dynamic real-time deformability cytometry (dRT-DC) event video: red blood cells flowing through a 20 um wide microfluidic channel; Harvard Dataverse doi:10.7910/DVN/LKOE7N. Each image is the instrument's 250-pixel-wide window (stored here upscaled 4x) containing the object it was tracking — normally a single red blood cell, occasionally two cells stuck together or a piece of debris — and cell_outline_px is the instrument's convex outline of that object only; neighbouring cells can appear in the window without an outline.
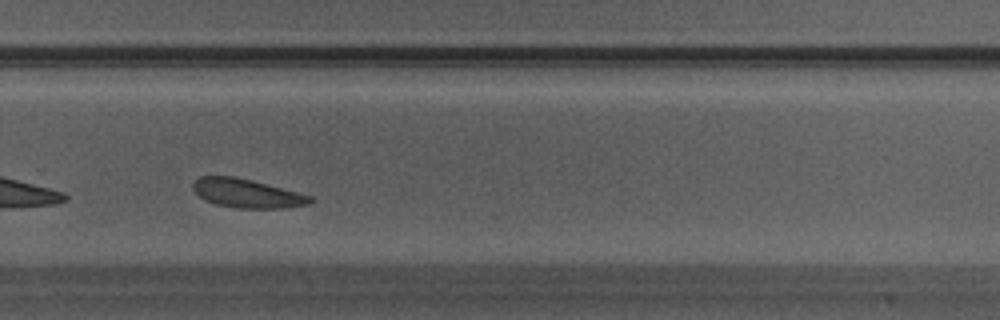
{"species": "Egyptian fruit bat (a non-hibernating species)", "species_latin": "Rousettus aegyptiacus", "temperature_condition": "warm", "stored_images_in_passage": 23, "camera_frame_rate_fps": 3000, "um_per_image_px": 0.085, "animal": {"sex": "male"}, "frame": {"image": 1, "passage_image": 14, "time_ms": 4.333, "image_size_px": [1000, 320], "cell_outline_px": [[316, 200], [312, 204], [288, 208], [236, 208], [216, 204], [204, 200], [192, 188], [192, 184], [200, 176], [232, 176], [252, 180], [312, 196]], "centroid_in_image_um": [21.04, 16.45], "position_along_channel_um": 308.8, "area_um2": 19.77}}